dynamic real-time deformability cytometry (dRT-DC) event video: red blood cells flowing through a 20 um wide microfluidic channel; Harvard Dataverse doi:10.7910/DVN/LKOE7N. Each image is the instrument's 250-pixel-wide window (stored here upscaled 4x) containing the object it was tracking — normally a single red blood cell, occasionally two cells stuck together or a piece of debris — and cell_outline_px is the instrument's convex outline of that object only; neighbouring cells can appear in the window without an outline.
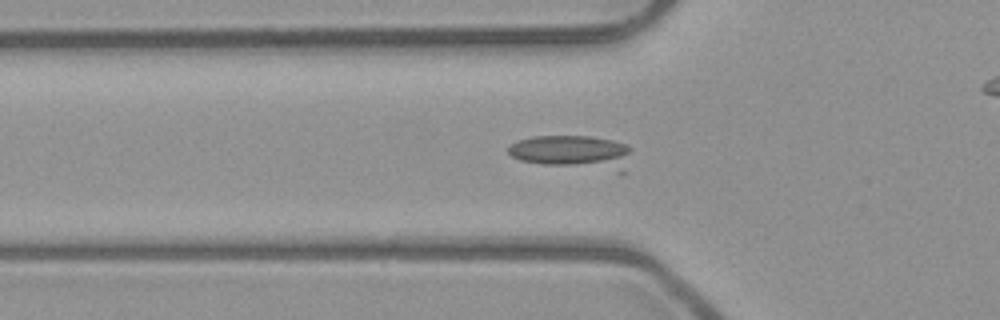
{"species": "common noctule bat (a hibernating species)", "species_latin": "Nyctalus noctula", "temperature_condition": "room temperature", "stored_images_in_passage": 46, "camera_frame_rate_fps": 3000, "um_per_image_px": 0.085, "animal": {"sex": "male", "body_mass_g": 23.1, "forearm_length_mm": 52.7}, "frame": {"image": 1, "passage_image": 18, "time_ms": 5.667, "image_size_px": [1000, 320], "cell_outline_px": [[632, 148], [624, 172], [620, 176], [544, 164], [520, 160], [512, 156], [508, 152], [508, 148], [516, 140], [532, 136], [588, 136], [612, 140], [628, 144]], "centroid_in_image_um": [48.81, 13.0], "position_along_channel_um": 77.0, "area_um2": 25.43}}
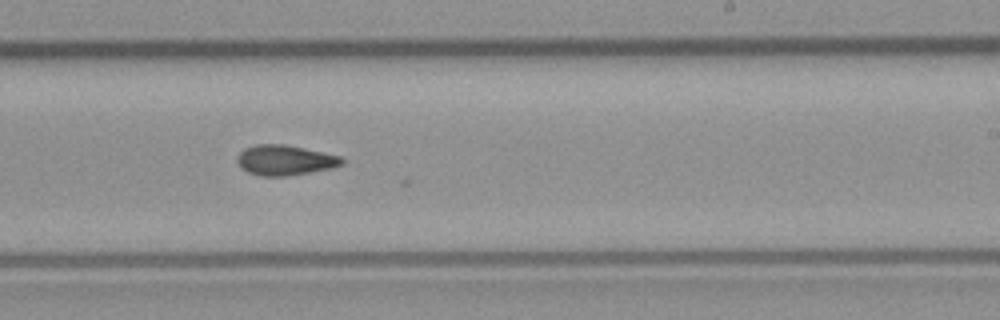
{"frame": {"image": 2, "passage_image": 32, "time_ms": 10.333, "image_size_px": [1000, 320], "cell_outline_px": [[344, 164], [332, 168], [284, 176], [260, 176], [248, 172], [240, 168], [236, 160], [236, 156], [244, 148], [256, 144], [284, 144], [340, 156], [344, 160]], "centroid_in_image_um": [24.17, 13.61], "position_along_channel_um": 264.8, "area_um2": 18.38}}
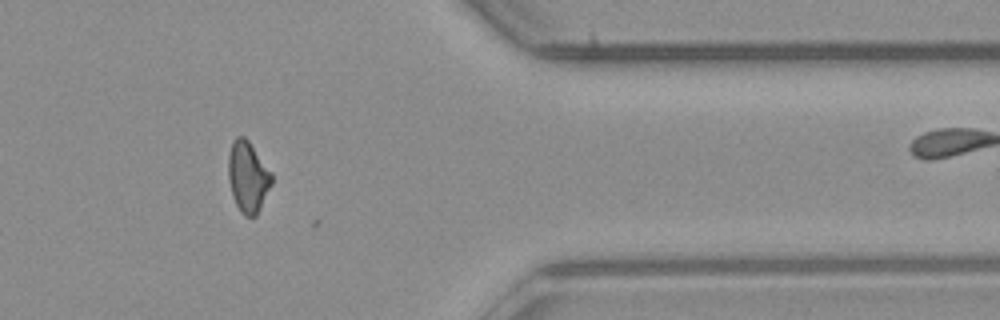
{"frame": {"image": 3, "passage_image": 43, "time_ms": 14.0, "image_size_px": [1000, 320], "cell_outline_px": [[272, 184], [256, 216], [244, 216], [240, 212], [232, 196], [228, 176], [228, 156], [232, 144], [236, 136], [244, 136], [248, 140], [272, 172]], "centroid_in_image_um": [21.07, 15.03], "position_along_channel_um": 390.3, "area_um2": 17.92}}